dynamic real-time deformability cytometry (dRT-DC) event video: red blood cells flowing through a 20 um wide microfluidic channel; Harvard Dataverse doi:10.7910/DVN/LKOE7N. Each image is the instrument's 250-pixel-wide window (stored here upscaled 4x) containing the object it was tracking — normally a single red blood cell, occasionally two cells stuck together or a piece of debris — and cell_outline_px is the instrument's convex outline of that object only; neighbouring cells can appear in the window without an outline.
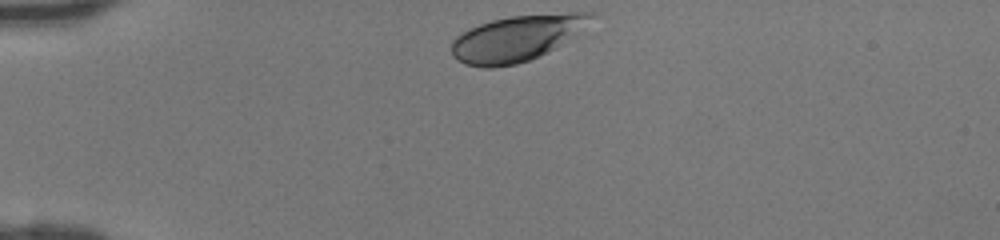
{"species": "human", "species_latin": "Homo sapiens", "temperature_condition": "room temperature", "stored_images_in_passage": 29, "camera_frame_rate_fps": 3000, "um_per_image_px": 0.085, "donor": {"sex": "female"}, "frame": {"image": 1, "passage_image": 1, "time_ms": 0.0, "image_size_px": [1000, 240], "cell_outline_px": [[600, 16], [552, 48], [528, 60], [516, 64], [492, 68], [480, 68], [464, 64], [456, 60], [452, 56], [452, 40], [456, 36], [468, 28], [492, 20], [508, 16], [572, 12], [596, 12]], "centroid_in_image_um": [43.87, 3.23], "position_along_channel_um": 41.1, "area_um2": 36.99}}
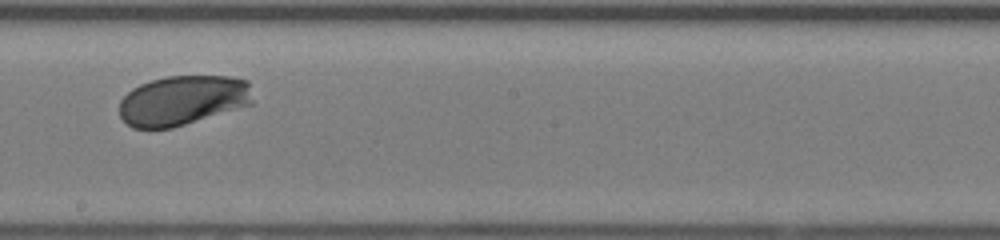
{"frame": {"image": 2, "passage_image": 17, "time_ms": 5.333, "image_size_px": [1000, 240], "cell_outline_px": [[252, 104], [172, 128], [132, 128], [120, 116], [120, 100], [132, 88], [140, 84], [152, 80], [168, 76], [228, 76], [248, 80], [252, 100]], "centroid_in_image_um": [15.52, 8.52], "position_along_channel_um": 232.7, "area_um2": 38.55}}
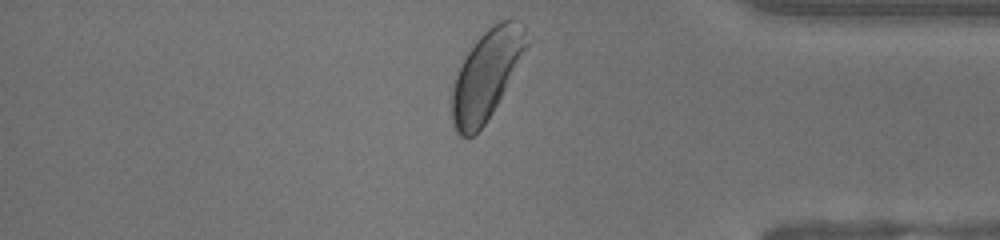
{"frame": {"image": 3, "passage_image": 29, "time_ms": 9.333, "image_size_px": [1000, 240], "cell_outline_px": [[528, 44], [492, 112], [484, 124], [472, 136], [460, 136], [456, 132], [452, 124], [452, 80], [464, 56], [476, 40], [492, 24], [500, 20], [520, 20], [524, 24]], "centroid_in_image_um": [41.3, 6.33], "position_along_channel_um": 393.9, "area_um2": 38.21}}